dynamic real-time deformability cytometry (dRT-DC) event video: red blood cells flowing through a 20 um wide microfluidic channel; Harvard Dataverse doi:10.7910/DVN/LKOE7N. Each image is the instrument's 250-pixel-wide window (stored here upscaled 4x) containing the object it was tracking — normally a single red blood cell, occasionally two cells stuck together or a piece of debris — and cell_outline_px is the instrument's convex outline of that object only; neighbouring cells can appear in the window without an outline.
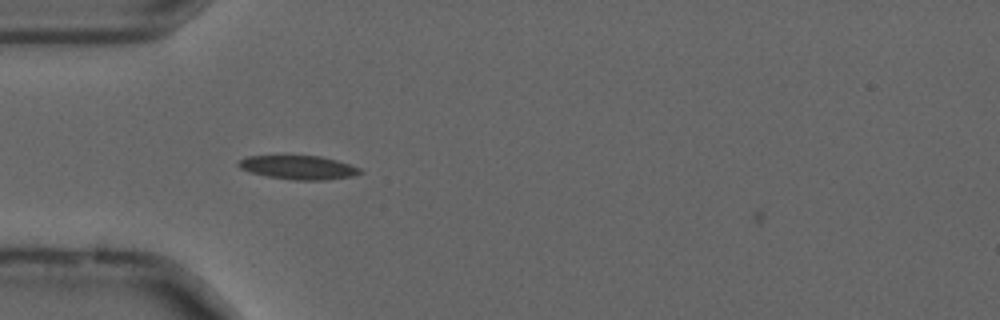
{"species": "common noctule bat (a hibernating species)", "species_latin": "Nyctalus noctula", "temperature_condition": "cold", "stored_images_in_passage": 49, "camera_frame_rate_fps": 3000, "um_per_image_px": 0.085, "animal": {"sex": "male", "forearm_length_mm": 52.5}, "frame": {"image": 1, "passage_image": 10, "time_ms": 3.0, "image_size_px": [1000, 320], "cell_outline_px": [[364, 172], [352, 176], [324, 180], [292, 180], [268, 176], [248, 172], [240, 168], [236, 164], [240, 160], [248, 156], [284, 152], [320, 156], [336, 160], [360, 168]], "centroid_in_image_um": [25.28, 14.17], "position_along_channel_um": 59.7, "area_um2": 17.8}}
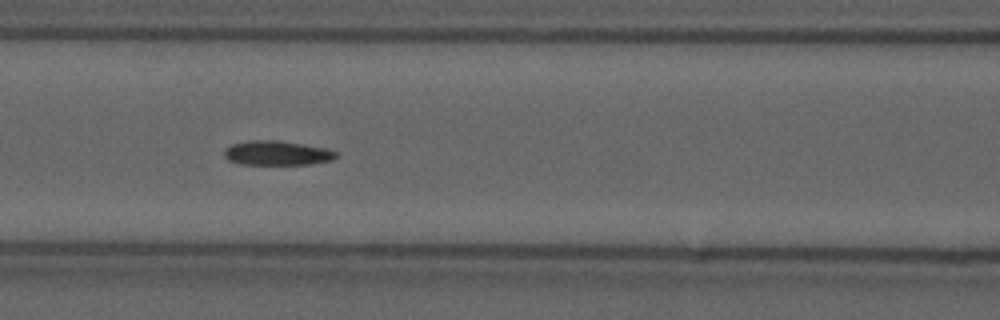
{"frame": {"image": 2, "passage_image": 17, "time_ms": 5.333, "image_size_px": [1000, 320], "cell_outline_px": [[340, 156], [332, 160], [312, 164], [240, 164], [228, 160], [224, 156], [224, 148], [232, 144], [248, 140], [276, 140], [324, 148], [336, 152]], "centroid_in_image_um": [23.52, 13.01], "position_along_channel_um": 143.1, "area_um2": 15.9}}
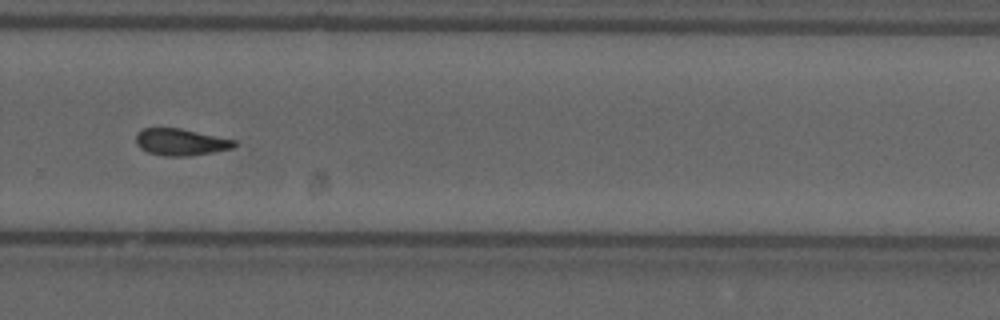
{"frame": {"image": 3, "passage_image": 31, "time_ms": 10.0, "image_size_px": [1000, 320], "cell_outline_px": [[236, 144], [232, 148], [212, 152], [188, 156], [164, 156], [148, 152], [140, 148], [136, 144], [136, 132], [144, 128], [180, 128], [236, 140]], "centroid_in_image_um": [15.33, 12.07], "position_along_channel_um": 314.5, "area_um2": 15.32}}